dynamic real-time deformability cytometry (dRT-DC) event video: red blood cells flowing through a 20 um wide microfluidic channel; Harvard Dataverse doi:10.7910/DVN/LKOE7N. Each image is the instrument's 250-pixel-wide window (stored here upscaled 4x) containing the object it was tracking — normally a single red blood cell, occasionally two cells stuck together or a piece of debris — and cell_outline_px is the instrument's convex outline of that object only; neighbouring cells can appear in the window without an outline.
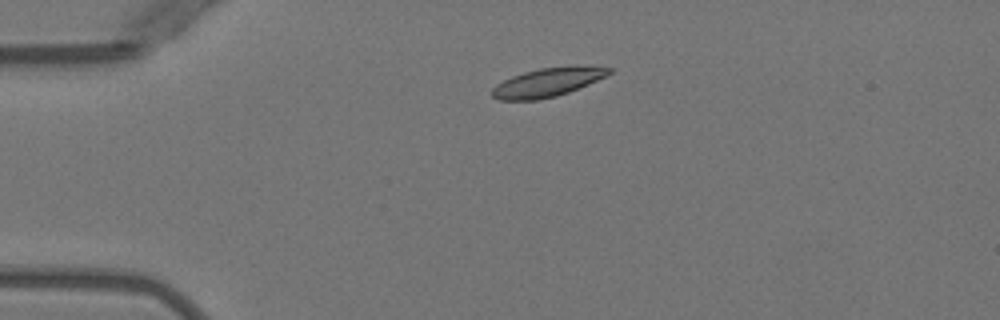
{"species": "Egyptian fruit bat (a non-hibernating species)", "species_latin": "Rousettus aegyptiacus", "temperature_condition": "warm", "stored_images_in_passage": 4, "camera_frame_rate_fps": 3000, "um_per_image_px": 0.085, "animal": {"sex": "female"}, "frame": {"image": 1, "passage_image": 3, "time_ms": 2.333, "image_size_px": [1000, 320], "cell_outline_px": [[612, 72], [588, 84], [568, 92], [556, 96], [536, 100], [500, 100], [492, 96], [492, 88], [496, 84], [512, 76], [524, 72], [540, 68], [576, 64], [612, 68]], "centroid_in_image_um": [46.55, 6.97], "position_along_channel_um": 38.5, "area_um2": 19.65}}